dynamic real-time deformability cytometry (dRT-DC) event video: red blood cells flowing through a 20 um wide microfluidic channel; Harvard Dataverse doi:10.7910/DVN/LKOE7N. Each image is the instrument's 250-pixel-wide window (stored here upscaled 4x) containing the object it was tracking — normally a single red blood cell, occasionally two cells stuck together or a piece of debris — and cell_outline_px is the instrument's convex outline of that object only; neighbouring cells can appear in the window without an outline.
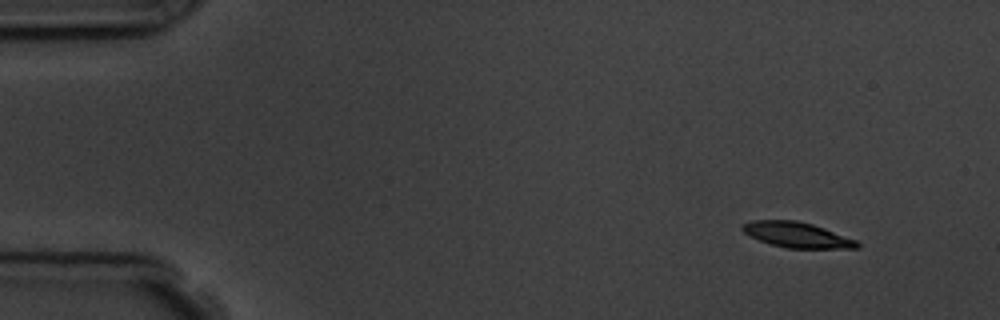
{"species": "common noctule bat (a hibernating species)", "species_latin": "Nyctalus noctula", "temperature_condition": "room temperature", "stored_images_in_passage": 4, "camera_frame_rate_fps": 3000, "um_per_image_px": 0.085, "animal": {"sex": "male", "body_mass_g": 19.5, "forearm_length_mm": 54.6}, "frame": {"image": 1, "passage_image": 1, "time_ms": 0.0, "image_size_px": [1000, 320], "cell_outline_px": [[860, 248], [788, 248], [772, 244], [760, 240], [744, 232], [740, 228], [744, 224], [752, 220], [796, 220], [812, 224], [824, 228], [856, 240], [860, 244]], "centroid_in_image_um": [67.76, 19.96], "position_along_channel_um": 17.2, "area_um2": 16.7}}
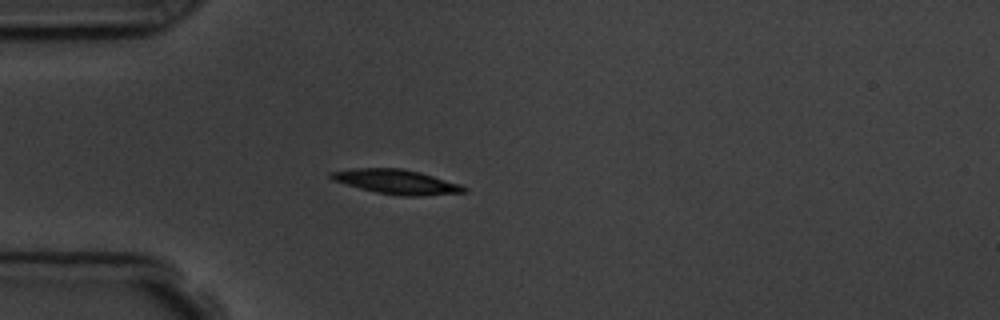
{"frame": {"image": 2, "passage_image": 3, "time_ms": 3.333, "image_size_px": [1000, 320], "cell_outline_px": [[468, 192], [424, 196], [400, 196], [376, 192], [360, 188], [332, 180], [328, 176], [328, 172], [356, 168], [400, 168], [420, 172], [460, 184], [468, 188]], "centroid_in_image_um": [33.72, 15.46], "position_along_channel_um": 51.3, "area_um2": 19.07}}